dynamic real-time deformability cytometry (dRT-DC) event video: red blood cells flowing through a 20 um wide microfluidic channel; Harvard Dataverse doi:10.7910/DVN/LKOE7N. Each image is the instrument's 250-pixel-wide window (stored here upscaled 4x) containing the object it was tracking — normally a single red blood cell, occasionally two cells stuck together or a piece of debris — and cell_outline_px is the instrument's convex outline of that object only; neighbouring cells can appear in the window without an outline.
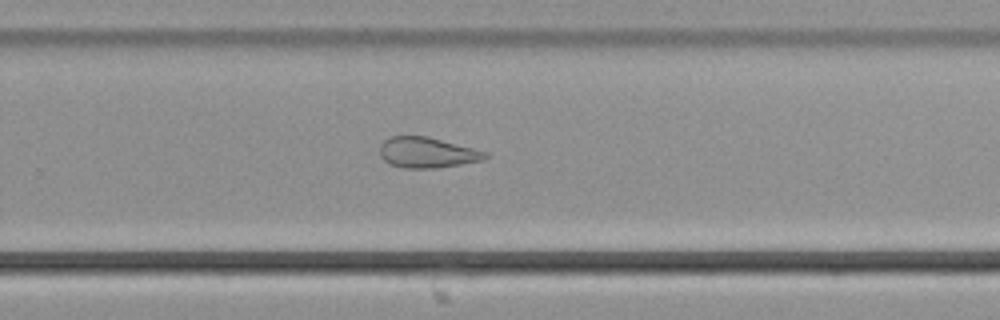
{"species": "common noctule bat (a hibernating species)", "species_latin": "Nyctalus noctula", "temperature_condition": "cold", "stored_images_in_passage": 55, "camera_frame_rate_fps": 3000, "um_per_image_px": 0.085, "animal": {"sex": "male", "body_mass_g": 21.5, "forearm_length_mm": 52.0}, "frame": {"image": 1, "passage_image": 39, "time_ms": 12.667, "image_size_px": [1000, 320], "cell_outline_px": [[488, 156], [484, 160], [436, 168], [400, 168], [388, 164], [380, 156], [380, 144], [388, 136], [428, 136], [488, 152]], "centroid_in_image_um": [36.27, 12.97], "position_along_channel_um": 293.5, "area_um2": 18.96}}
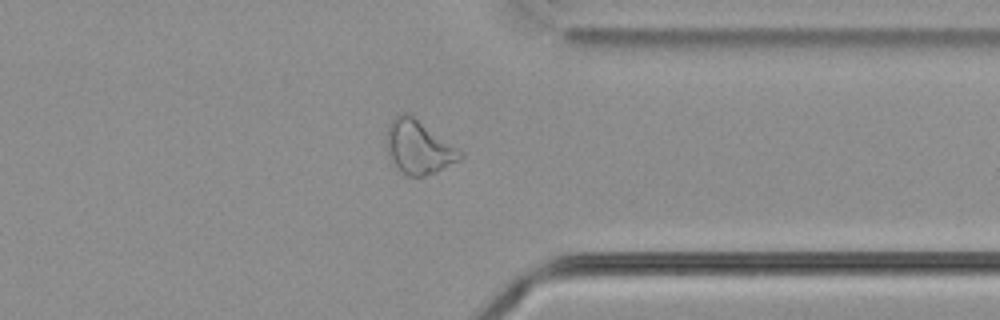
{"frame": {"image": 2, "passage_image": 46, "time_ms": 15.0, "image_size_px": [1000, 320], "cell_outline_px": [[464, 156], [436, 172], [424, 176], [408, 176], [400, 172], [392, 160], [388, 152], [388, 124], [400, 112], [404, 112], [412, 116], [464, 152]], "centroid_in_image_um": [35.59, 12.52], "position_along_channel_um": 375.8, "area_um2": 22.37}}
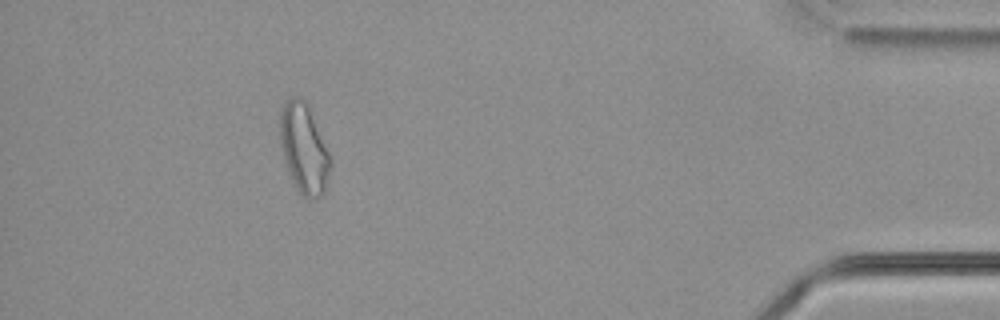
{"frame": {"image": 3, "passage_image": 53, "time_ms": 17.333, "image_size_px": [1000, 320], "cell_outline_px": [[332, 164], [324, 192], [320, 196], [308, 200], [300, 196], [288, 172], [280, 144], [280, 112], [288, 96], [300, 96], [312, 108], [328, 152]], "centroid_in_image_um": [25.84, 12.6], "position_along_channel_um": 409.4, "area_um2": 26.82}}